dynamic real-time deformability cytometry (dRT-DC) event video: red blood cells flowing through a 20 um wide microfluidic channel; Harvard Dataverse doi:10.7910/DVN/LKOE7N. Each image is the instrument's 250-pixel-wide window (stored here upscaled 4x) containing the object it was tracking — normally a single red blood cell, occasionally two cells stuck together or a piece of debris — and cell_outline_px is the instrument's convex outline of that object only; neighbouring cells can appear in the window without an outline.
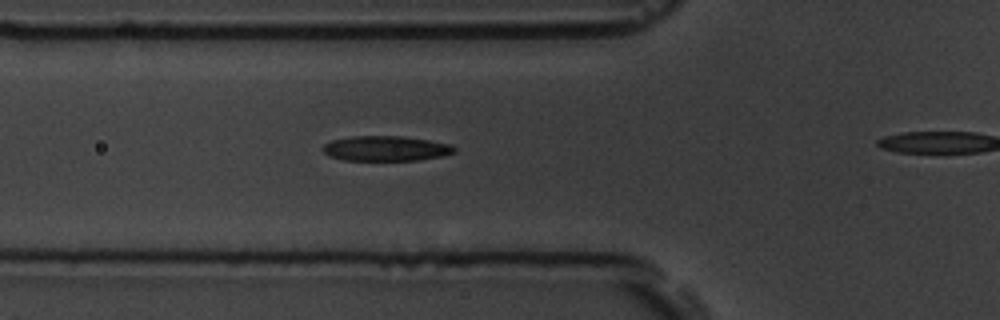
{"species": "common noctule bat (a hibernating species)", "species_latin": "Nyctalus noctula", "temperature_condition": "room temperature", "stored_images_in_passage": 6, "segment_of_instrument_passage": [1, 2], "camera_frame_rate_fps": 3000, "um_per_image_px": 0.085, "animal": {"sex": "male", "body_mass_g": 19.5, "forearm_length_mm": 54.6}, "frame": {"image": 1, "passage_image": 5, "time_ms": 1.333, "image_size_px": [1000, 320], "cell_outline_px": [[456, 152], [440, 156], [420, 160], [344, 160], [328, 156], [324, 152], [324, 144], [332, 140], [356, 136], [404, 136], [452, 144], [456, 148]], "centroid_in_image_um": [32.83, 12.62], "position_along_channel_um": 93.0, "area_um2": 19.13}}